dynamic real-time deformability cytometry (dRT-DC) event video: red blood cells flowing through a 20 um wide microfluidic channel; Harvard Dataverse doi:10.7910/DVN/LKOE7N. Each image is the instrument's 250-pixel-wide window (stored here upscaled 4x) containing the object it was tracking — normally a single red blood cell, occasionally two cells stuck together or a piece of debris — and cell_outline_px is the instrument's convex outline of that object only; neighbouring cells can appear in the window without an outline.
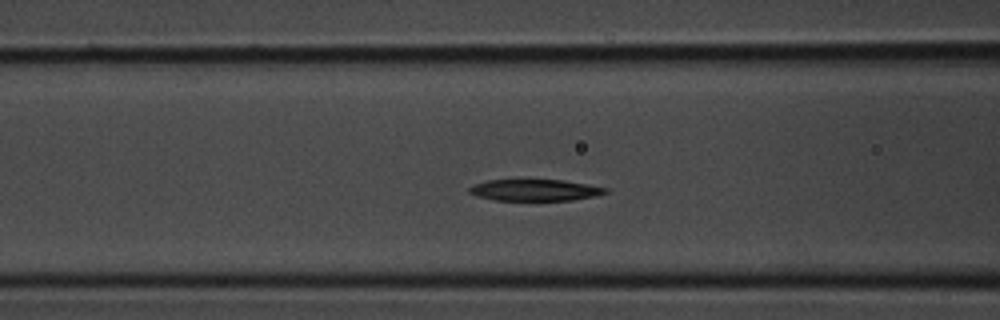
{"species": "common noctule bat (a hibernating species)", "species_latin": "Nyctalus noctula", "temperature_condition": "room temperature", "stored_images_in_passage": 34, "camera_frame_rate_fps": 3000, "um_per_image_px": 0.085, "animal": {"sex": "male", "body_mass_g": 20.1, "forearm_length_mm": 53.5}, "frame": {"image": 1, "passage_image": 10, "time_ms": 3.0, "image_size_px": [1000, 320], "cell_outline_px": [[608, 192], [592, 196], [572, 200], [496, 200], [476, 196], [468, 192], [468, 188], [476, 184], [488, 180], [564, 180], [608, 188]], "centroid_in_image_um": [45.45, 16.16], "position_along_channel_um": 121.2, "area_um2": 16.82}}
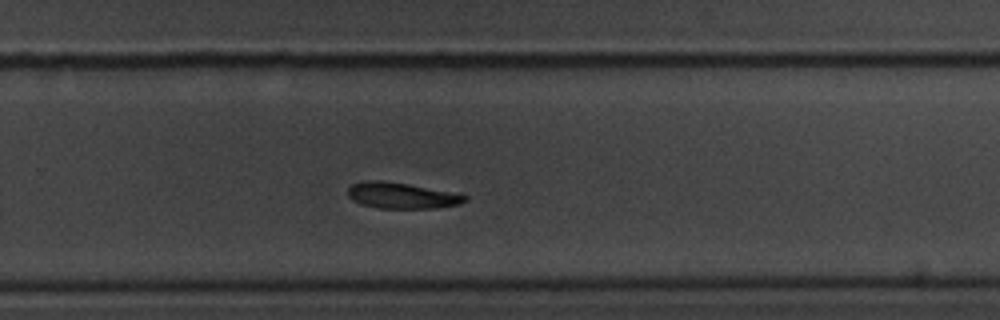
{"frame": {"image": 2, "passage_image": 20, "time_ms": 6.333, "image_size_px": [1000, 320], "cell_outline_px": [[468, 200], [460, 204], [436, 208], [380, 208], [364, 204], [352, 200], [348, 196], [348, 188], [352, 184], [364, 180], [380, 180], [408, 184], [452, 192], [468, 196]], "centroid_in_image_um": [34.15, 16.61], "position_along_channel_um": 295.6, "area_um2": 17.63}}
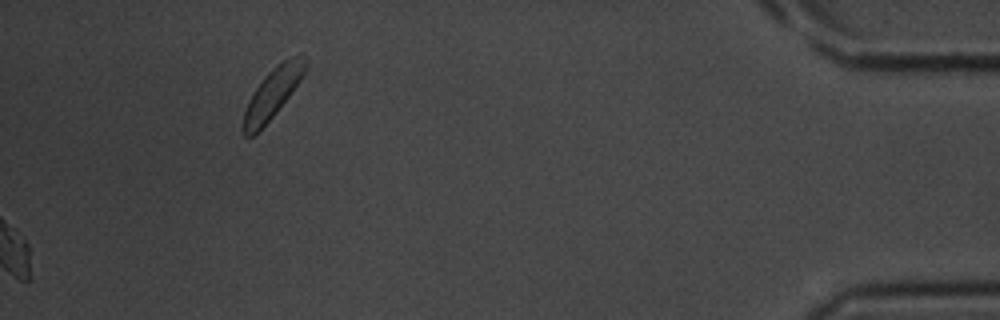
{"frame": {"image": 3, "passage_image": 34, "time_ms": 11.0, "image_size_px": [1000, 320], "cell_outline_px": [[308, 64], [300, 80], [276, 112], [252, 136], [244, 136], [244, 112], [248, 100], [256, 88], [268, 72], [272, 68], [284, 60], [300, 52], [304, 52], [308, 60]], "centroid_in_image_um": [23.22, 7.82], "position_along_channel_um": 412.0, "area_um2": 17.57}}